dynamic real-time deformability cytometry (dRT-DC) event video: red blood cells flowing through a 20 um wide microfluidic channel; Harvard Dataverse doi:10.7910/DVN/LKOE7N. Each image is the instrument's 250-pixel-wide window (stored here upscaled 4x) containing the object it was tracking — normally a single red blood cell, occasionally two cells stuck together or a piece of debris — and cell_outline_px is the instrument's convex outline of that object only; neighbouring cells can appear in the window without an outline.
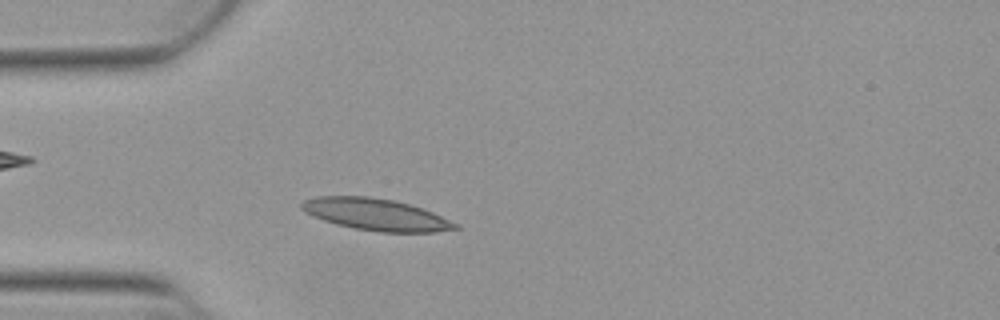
{"species": "Egyptian fruit bat (a non-hibernating species)", "species_latin": "Rousettus aegyptiacus", "temperature_condition": "warm", "stored_images_in_passage": 49, "camera_frame_rate_fps": 3000, "um_per_image_px": 0.085, "animal": {"sex": "female"}, "frame": {"image": 1, "passage_image": 11, "time_ms": 3.333, "image_size_px": [1000, 320], "cell_outline_px": [[460, 228], [436, 232], [380, 232], [352, 228], [336, 224], [324, 220], [304, 212], [300, 208], [300, 204], [304, 200], [316, 196], [368, 196], [396, 200], [424, 208], [460, 224]], "centroid_in_image_um": [31.98, 18.23], "position_along_channel_um": 53.0, "area_um2": 28.78}}
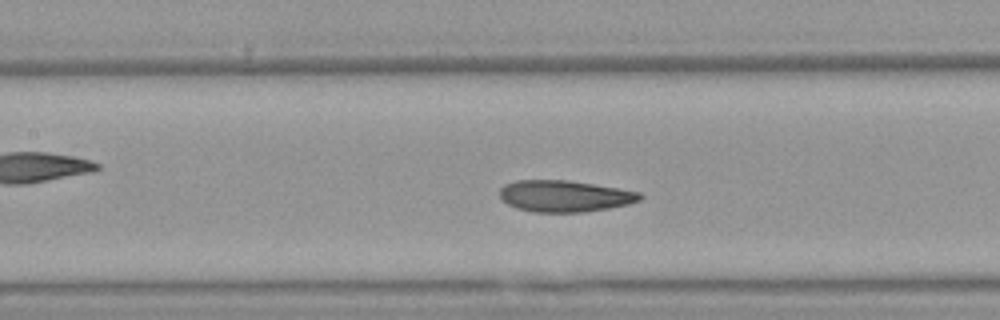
{"frame": {"image": 2, "passage_image": 20, "time_ms": 6.333, "image_size_px": [1000, 320], "cell_outline_px": [[644, 196], [640, 200], [628, 204], [608, 208], [584, 212], [532, 212], [516, 208], [508, 204], [500, 196], [500, 188], [504, 184], [516, 180], [568, 180], [640, 192]], "centroid_in_image_um": [47.97, 16.67], "position_along_channel_um": 159.4, "area_um2": 25.66}}
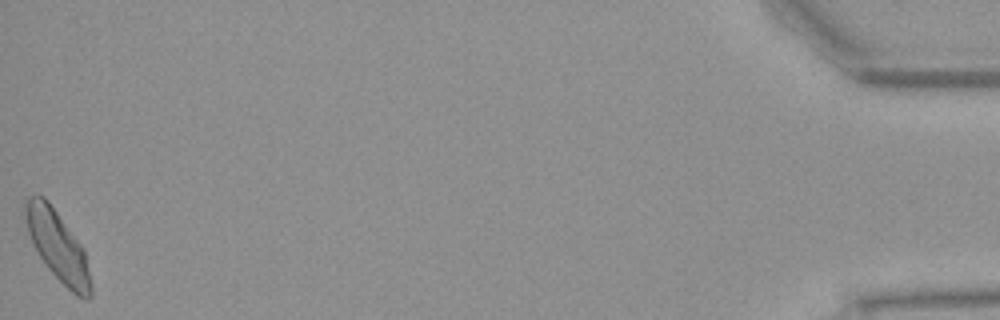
{"frame": {"image": 3, "passage_image": 49, "time_ms": 16.0, "image_size_px": [1000, 320], "cell_outline_px": [[92, 296], [88, 300], [84, 300], [76, 296], [48, 268], [32, 244], [20, 212], [24, 200], [28, 196], [44, 196], [48, 200], [84, 248], [92, 284]], "centroid_in_image_um": [4.86, 20.87], "position_along_channel_um": 430.3, "area_um2": 27.22}, "authors_computed_cell_mechanics": {"area_um2": 25.6632, "velocity_mm_per_s": 3.8273, "shape_relaxation_time_tau1_ms": 5.7887, "shape_relaxation_time_tau2_ms": 2.0296, "deformation_change_tau1": 0.1641, "deformation_change_tau2": 0.0769}}